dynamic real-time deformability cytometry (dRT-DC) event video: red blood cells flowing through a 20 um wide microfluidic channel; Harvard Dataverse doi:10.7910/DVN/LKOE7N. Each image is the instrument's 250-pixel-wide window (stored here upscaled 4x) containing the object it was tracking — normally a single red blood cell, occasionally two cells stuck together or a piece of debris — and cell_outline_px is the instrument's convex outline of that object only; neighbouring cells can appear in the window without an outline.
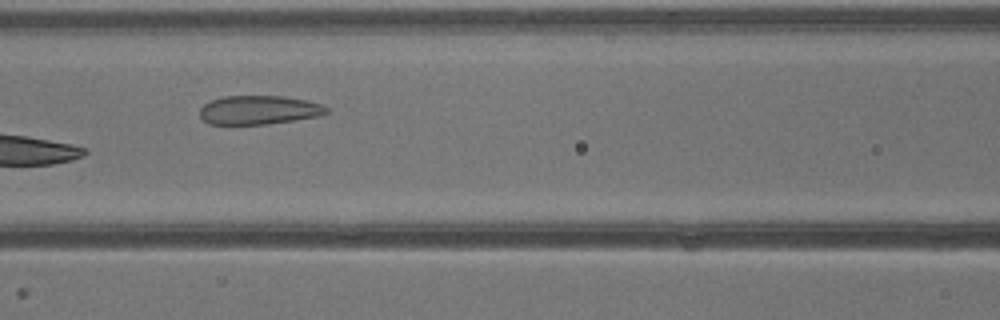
{"species": "common noctule bat (a hibernating species)", "species_latin": "Nyctalus noctula", "temperature_condition": "warm", "stored_images_in_passage": 5, "camera_frame_rate_fps": 3000, "um_per_image_px": 0.085, "animal": {"sex": "male", "body_mass_g": 13.3}, "frame": {"image": 1, "passage_image": 5, "time_ms": 4.667, "image_size_px": [1000, 320], "cell_outline_px": [[332, 112], [320, 116], [264, 124], [208, 124], [200, 116], [200, 108], [204, 104], [212, 100], [224, 96], [284, 96], [324, 104], [332, 108]], "centroid_in_image_um": [22.07, 9.34], "position_along_channel_um": 144.5, "area_um2": 21.44}}